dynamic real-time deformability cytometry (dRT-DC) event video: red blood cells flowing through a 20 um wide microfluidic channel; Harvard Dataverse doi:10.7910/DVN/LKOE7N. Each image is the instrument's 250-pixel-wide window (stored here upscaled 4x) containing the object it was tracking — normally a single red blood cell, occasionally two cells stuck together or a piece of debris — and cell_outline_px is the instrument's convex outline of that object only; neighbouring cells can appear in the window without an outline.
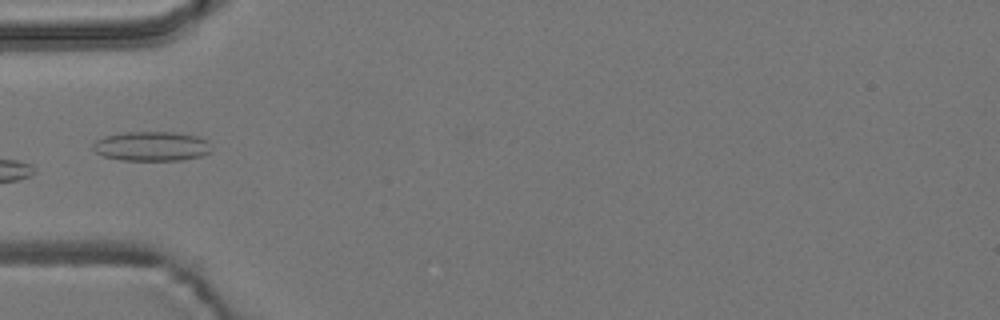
{"species": "common noctule bat (a hibernating species)", "species_latin": "Nyctalus noctula", "temperature_condition": "room temperature", "stored_images_in_passage": 6, "camera_frame_rate_fps": 3000, "um_per_image_px": 0.085, "animal": {"sex": "male", "body_mass_g": 19.2, "forearm_length_mm": 51.8}, "frame": {"image": 1, "passage_image": 6, "time_ms": 5.667, "image_size_px": [1000, 320], "cell_outline_px": [[212, 152], [204, 156], [180, 160], [120, 160], [104, 156], [96, 152], [92, 148], [92, 144], [96, 140], [104, 136], [124, 132], [176, 132], [200, 136], [208, 140], [212, 148]], "centroid_in_image_um": [12.94, 12.42], "position_along_channel_um": 72.1, "area_um2": 20.75}}